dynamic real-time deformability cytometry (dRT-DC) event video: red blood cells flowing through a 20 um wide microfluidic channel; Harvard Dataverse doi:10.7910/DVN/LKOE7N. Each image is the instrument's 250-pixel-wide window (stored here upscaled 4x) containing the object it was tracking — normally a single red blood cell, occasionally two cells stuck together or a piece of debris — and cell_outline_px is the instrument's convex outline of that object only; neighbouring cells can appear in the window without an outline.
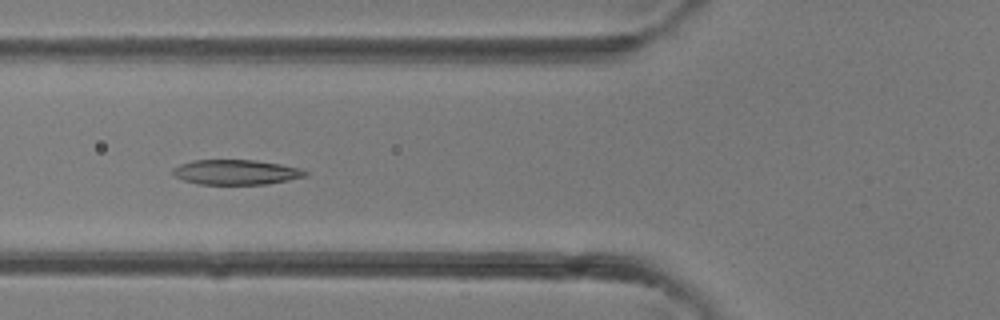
{"species": "common noctule bat (a hibernating species)", "species_latin": "Nyctalus noctula", "temperature_condition": "room temperature", "stored_images_in_passage": 39, "camera_frame_rate_fps": 3000, "um_per_image_px": 0.085, "animal": {"sex": "female"}, "frame": {"image": 1, "passage_image": 15, "time_ms": 4.667, "image_size_px": [1000, 320], "cell_outline_px": [[308, 176], [268, 184], [196, 184], [172, 176], [172, 168], [180, 164], [192, 160], [256, 160], [280, 164], [300, 168], [308, 172]], "centroid_in_image_um": [20.04, 14.63], "position_along_channel_um": 105.8, "area_um2": 19.42}}
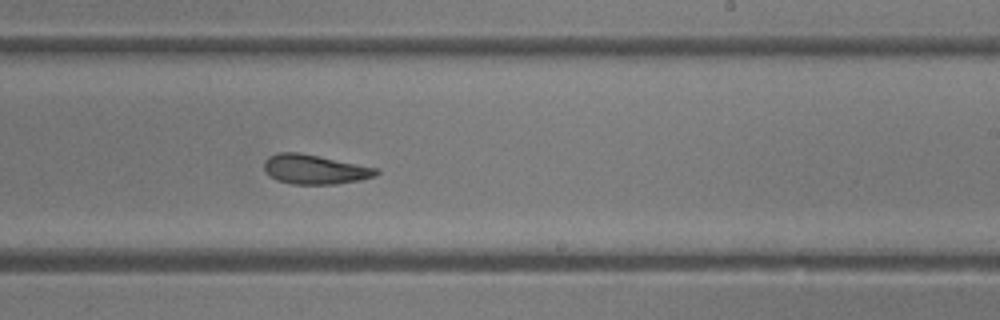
{"frame": {"image": 2, "passage_image": 24, "time_ms": 7.667, "image_size_px": [1000, 320], "cell_outline_px": [[380, 172], [376, 176], [360, 180], [336, 184], [292, 184], [276, 180], [264, 168], [264, 160], [268, 156], [280, 152], [300, 152], [380, 168]], "centroid_in_image_um": [26.8, 14.39], "position_along_channel_um": 262.2, "area_um2": 19.42}}
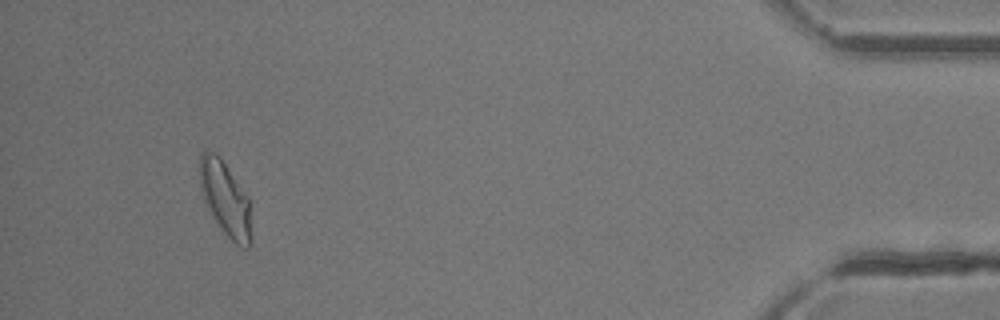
{"frame": {"image": 3, "passage_image": 37, "time_ms": 12.0, "image_size_px": [1000, 320], "cell_outline_px": [[252, 244], [248, 248], [244, 248], [236, 244], [224, 232], [212, 216], [204, 200], [200, 188], [200, 156], [204, 148], [216, 152], [220, 156], [248, 196]], "centroid_in_image_um": [19.15, 16.87], "position_along_channel_um": 416.0, "area_um2": 22.37}}